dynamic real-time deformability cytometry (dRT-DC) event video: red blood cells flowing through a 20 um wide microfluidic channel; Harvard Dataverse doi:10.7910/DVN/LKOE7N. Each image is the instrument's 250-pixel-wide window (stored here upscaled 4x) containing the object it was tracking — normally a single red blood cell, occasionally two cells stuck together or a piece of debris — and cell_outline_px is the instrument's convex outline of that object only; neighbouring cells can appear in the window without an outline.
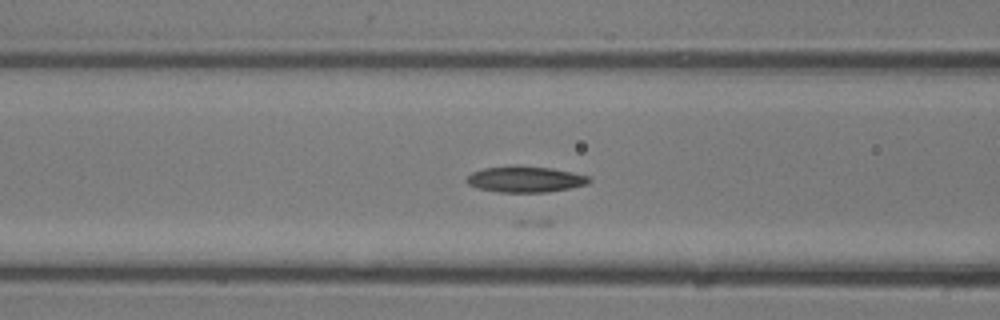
{"species": "common noctule bat (a hibernating species)", "species_latin": "Nyctalus noctula", "temperature_condition": "room temperature", "stored_images_in_passage": 13, "camera_frame_rate_fps": 3000, "um_per_image_px": 0.085, "animal": {"sex": "male", "body_mass_g": 13.3}, "frame": {"image": 1, "passage_image": 12, "time_ms": 3.667, "image_size_px": [1000, 320], "cell_outline_px": [[592, 180], [588, 184], [548, 192], [496, 192], [476, 188], [468, 184], [464, 180], [472, 172], [484, 168], [512, 164], [520, 164], [552, 168], [572, 172], [588, 176]], "centroid_in_image_um": [44.61, 15.21], "position_along_channel_um": 122.0, "area_um2": 19.02}}